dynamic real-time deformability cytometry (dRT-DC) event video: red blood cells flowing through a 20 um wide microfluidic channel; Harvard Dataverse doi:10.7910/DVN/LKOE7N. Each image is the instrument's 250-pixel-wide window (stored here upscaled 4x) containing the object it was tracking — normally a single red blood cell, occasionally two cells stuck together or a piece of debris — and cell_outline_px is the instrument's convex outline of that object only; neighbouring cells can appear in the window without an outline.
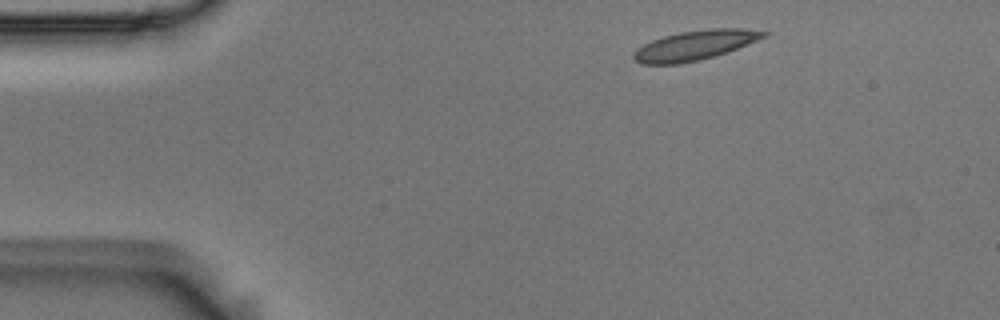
{"species": "Egyptian fruit bat (a non-hibernating species)", "species_latin": "Rousettus aegyptiacus", "temperature_condition": "room temperature", "stored_images_in_passage": 4, "camera_frame_rate_fps": 3000, "um_per_image_px": 0.085, "animal": {"sex": "male"}, "frame": {"image": 1, "passage_image": 1, "time_ms": 0.0, "image_size_px": [1000, 320], "cell_outline_px": [[768, 32], [764, 36], [756, 40], [736, 48], [700, 60], [680, 64], [640, 64], [632, 60], [632, 52], [636, 48], [652, 40], [664, 36], [680, 32], [708, 28], [744, 28]], "centroid_in_image_um": [58.96, 3.85], "position_along_channel_um": 26.0, "area_um2": 22.31}}
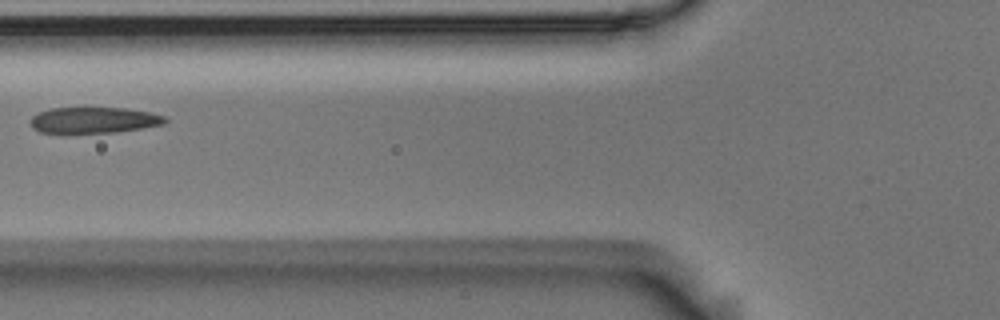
{"frame": {"image": 2, "passage_image": 4, "time_ms": 1.0, "image_size_px": [1000, 320], "cell_outline_px": [[168, 120], [164, 124], [140, 128], [112, 132], [40, 132], [32, 128], [32, 116], [36, 112], [52, 108], [84, 104], [124, 108], [148, 112], [168, 116]], "centroid_in_image_um": [7.96, 10.14], "position_along_channel_um": 117.8, "area_um2": 21.15}}